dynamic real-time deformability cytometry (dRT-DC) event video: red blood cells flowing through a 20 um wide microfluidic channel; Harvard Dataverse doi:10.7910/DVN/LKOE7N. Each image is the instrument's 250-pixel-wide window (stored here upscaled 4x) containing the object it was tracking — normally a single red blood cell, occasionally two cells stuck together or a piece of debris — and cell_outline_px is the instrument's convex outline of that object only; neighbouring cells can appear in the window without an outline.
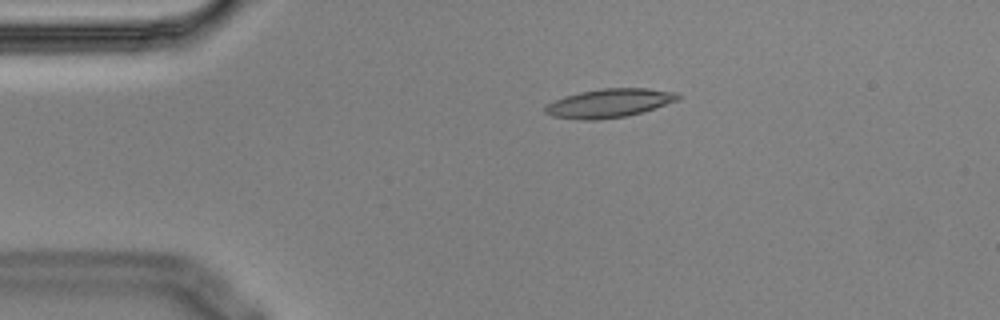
{"species": "Egyptian fruit bat (a non-hibernating species)", "species_latin": "Rousettus aegyptiacus", "temperature_condition": "cold", "stored_images_in_passage": 3, "camera_frame_rate_fps": 3000, "um_per_image_px": 0.085, "animal": {"sex": "male"}, "frame": {"image": 1, "passage_image": 1, "time_ms": 0.0, "image_size_px": [1000, 320], "cell_outline_px": [[680, 96], [676, 100], [628, 116], [596, 120], [584, 120], [552, 116], [544, 112], [544, 108], [548, 104], [564, 96], [580, 92], [604, 88], [648, 88], [676, 92]], "centroid_in_image_um": [51.74, 8.76], "position_along_channel_um": 33.3, "area_um2": 21.85}}